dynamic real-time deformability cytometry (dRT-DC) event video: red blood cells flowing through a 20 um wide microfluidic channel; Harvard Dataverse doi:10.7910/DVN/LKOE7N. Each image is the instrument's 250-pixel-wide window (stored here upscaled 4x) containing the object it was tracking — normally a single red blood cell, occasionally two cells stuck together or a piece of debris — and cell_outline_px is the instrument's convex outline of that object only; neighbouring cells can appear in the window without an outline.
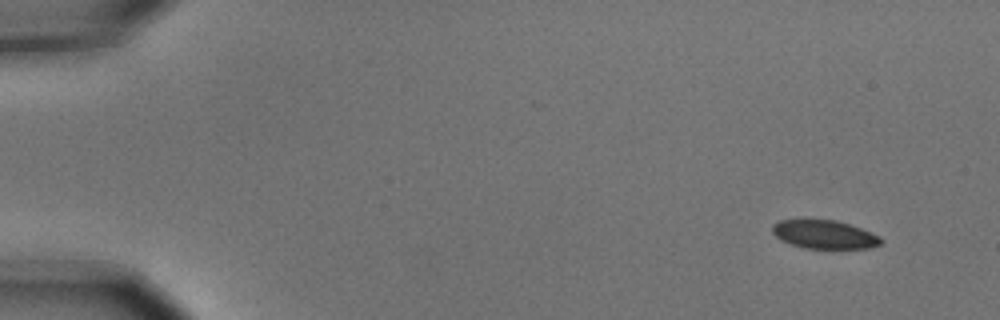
{"species": "common noctule bat (a hibernating species)", "species_latin": "Nyctalus noctula", "temperature_condition": "cold", "stored_images_in_passage": 4, "camera_frame_rate_fps": 3000, "um_per_image_px": 0.085, "animal": {"sex": "male", "body_mass_g": 15.6}, "frame": {"image": 1, "passage_image": 1, "time_ms": 0.0, "image_size_px": [1000, 320], "cell_outline_px": [[884, 240], [880, 244], [868, 248], [804, 248], [780, 240], [772, 232], [772, 224], [780, 220], [836, 220], [860, 228], [880, 236]], "centroid_in_image_um": [70.06, 19.93], "position_along_channel_um": 14.9, "area_um2": 17.86}}
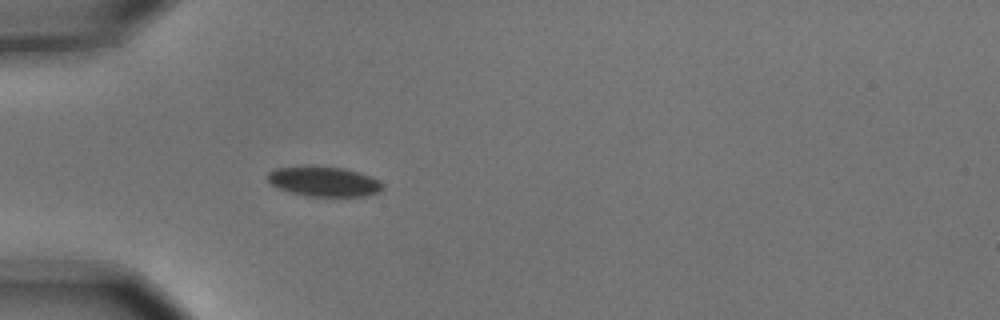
{"frame": {"image": 2, "passage_image": 4, "time_ms": 1.0, "image_size_px": [1000, 320], "cell_outline_px": [[384, 188], [380, 192], [368, 196], [308, 196], [292, 192], [280, 188], [272, 184], [268, 180], [268, 172], [276, 168], [304, 164], [312, 164], [344, 168], [380, 180], [384, 184]], "centroid_in_image_um": [27.55, 15.4], "position_along_channel_um": 57.5, "area_um2": 20.4}}